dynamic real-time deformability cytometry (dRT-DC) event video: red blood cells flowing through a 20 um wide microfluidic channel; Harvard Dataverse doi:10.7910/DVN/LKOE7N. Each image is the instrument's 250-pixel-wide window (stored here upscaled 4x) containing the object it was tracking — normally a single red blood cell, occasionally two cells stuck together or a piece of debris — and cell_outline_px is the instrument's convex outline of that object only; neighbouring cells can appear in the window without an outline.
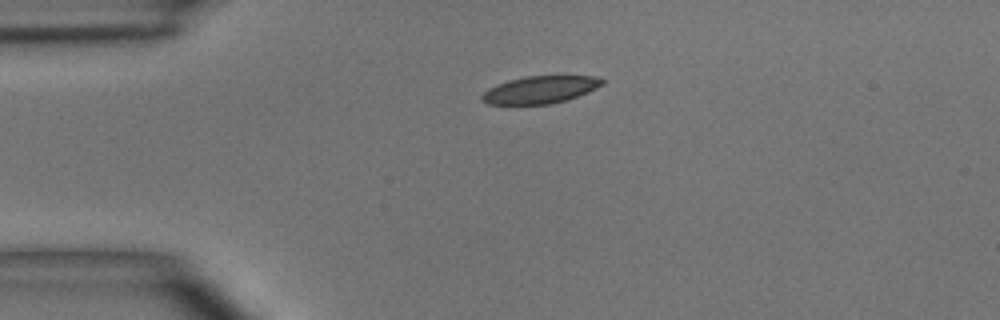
{"species": "common noctule bat (a hibernating species)", "species_latin": "Nyctalus noctula", "temperature_condition": "room temperature", "stored_images_in_passage": 1, "camera_frame_rate_fps": 3000, "um_per_image_px": 0.085, "animal": {"sex": "male", "body_mass_g": 15.6}, "frame": {"image": 1, "passage_image": 1, "time_ms": 0.0, "image_size_px": [1000, 320], "cell_outline_px": [[608, 80], [604, 84], [588, 92], [568, 100], [548, 104], [488, 104], [480, 100], [480, 96], [488, 88], [496, 84], [508, 80], [528, 76], [592, 76]], "centroid_in_image_um": [45.92, 7.62], "position_along_channel_um": 39.1, "area_um2": 19.31}}